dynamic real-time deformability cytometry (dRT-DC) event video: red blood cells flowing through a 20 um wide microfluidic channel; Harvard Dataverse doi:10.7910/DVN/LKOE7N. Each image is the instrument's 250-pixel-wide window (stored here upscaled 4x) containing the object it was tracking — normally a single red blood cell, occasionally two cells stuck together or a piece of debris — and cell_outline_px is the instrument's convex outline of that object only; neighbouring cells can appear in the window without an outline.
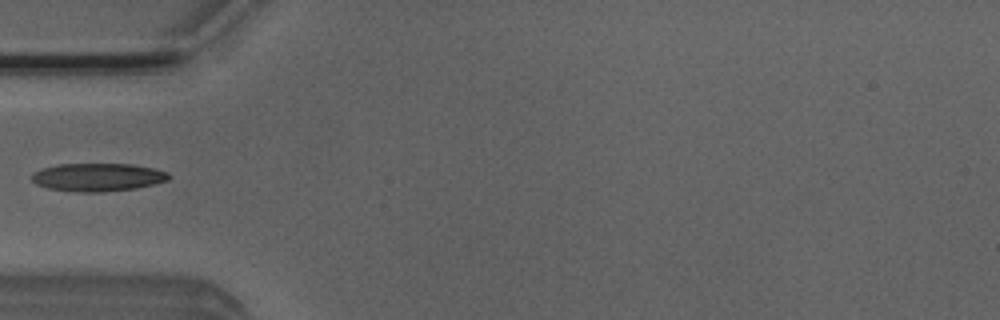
{"species": "Egyptian fruit bat (a non-hibernating species)", "species_latin": "Rousettus aegyptiacus", "temperature_condition": "room temperature", "stored_images_in_passage": 6, "camera_frame_rate_fps": 3000, "um_per_image_px": 0.085, "animal": {"sex": "male"}, "frame": {"image": 1, "passage_image": 5, "time_ms": 1.333, "image_size_px": [1000, 320], "cell_outline_px": [[172, 176], [168, 180], [136, 188], [100, 192], [76, 192], [48, 188], [36, 184], [32, 180], [32, 172], [44, 168], [60, 164], [132, 164], [152, 168], [168, 172]], "centroid_in_image_um": [8.31, 15.06], "position_along_channel_um": 76.7, "area_um2": 22.31}}